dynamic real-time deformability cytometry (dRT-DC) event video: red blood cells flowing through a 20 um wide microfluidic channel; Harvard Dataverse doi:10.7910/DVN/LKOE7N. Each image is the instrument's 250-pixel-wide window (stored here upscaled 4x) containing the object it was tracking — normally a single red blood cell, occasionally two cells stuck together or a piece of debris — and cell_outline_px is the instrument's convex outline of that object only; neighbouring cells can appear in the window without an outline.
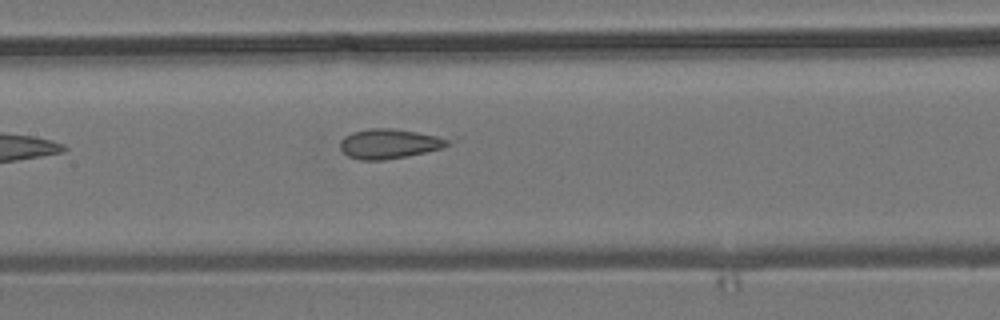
{"species": "common noctule bat (a hibernating species)", "species_latin": "Nyctalus noctula", "temperature_condition": "room temperature", "stored_images_in_passage": 7, "camera_frame_rate_fps": 3000, "um_per_image_px": 0.085, "animal": {"sex": "male", "body_mass_g": 19.2, "forearm_length_mm": 51.8}, "frame": {"image": 1, "passage_image": 7, "time_ms": 7.0, "image_size_px": [1000, 320], "cell_outline_px": [[464, 136], [444, 148], [408, 156], [384, 160], [360, 160], [348, 156], [340, 148], [340, 140], [344, 136], [352, 132], [368, 128], [396, 128]], "centroid_in_image_um": [33.38, 12.17], "position_along_channel_um": 174.0, "area_um2": 20.17}}